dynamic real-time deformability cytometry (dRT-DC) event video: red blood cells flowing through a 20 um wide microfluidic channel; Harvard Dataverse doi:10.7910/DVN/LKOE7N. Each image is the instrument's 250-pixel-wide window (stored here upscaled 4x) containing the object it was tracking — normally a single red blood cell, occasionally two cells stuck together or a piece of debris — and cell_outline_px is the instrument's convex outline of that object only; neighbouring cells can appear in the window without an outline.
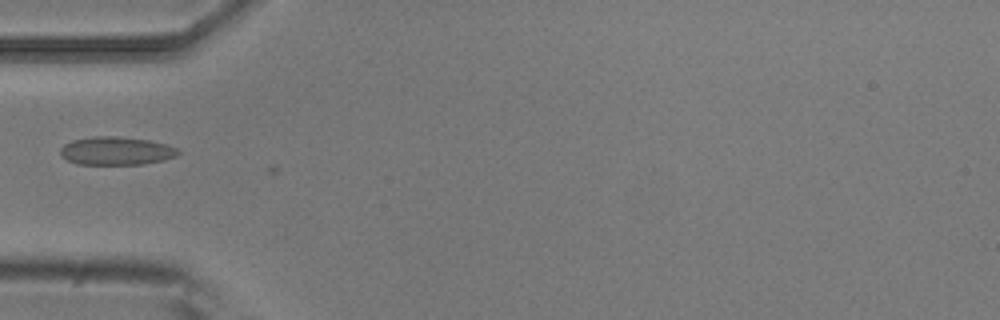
{"species": "common noctule bat (a hibernating species)", "species_latin": "Nyctalus noctula", "temperature_condition": "room temperature", "stored_images_in_passage": 2, "camera_frame_rate_fps": 3000, "um_per_image_px": 0.085, "animal": {"sex": "male", "body_mass_g": 20.5, "forearm_length_mm": 52.5}, "frame": {"image": 1, "passage_image": 2, "time_ms": 0.333, "image_size_px": [1000, 320], "cell_outline_px": [[180, 152], [176, 156], [164, 160], [144, 164], [76, 164], [60, 156], [60, 148], [64, 144], [72, 140], [92, 136], [120, 136], [148, 140], [164, 144], [176, 148]], "centroid_in_image_um": [9.84, 12.82], "position_along_channel_um": 75.2, "area_um2": 19.42}}